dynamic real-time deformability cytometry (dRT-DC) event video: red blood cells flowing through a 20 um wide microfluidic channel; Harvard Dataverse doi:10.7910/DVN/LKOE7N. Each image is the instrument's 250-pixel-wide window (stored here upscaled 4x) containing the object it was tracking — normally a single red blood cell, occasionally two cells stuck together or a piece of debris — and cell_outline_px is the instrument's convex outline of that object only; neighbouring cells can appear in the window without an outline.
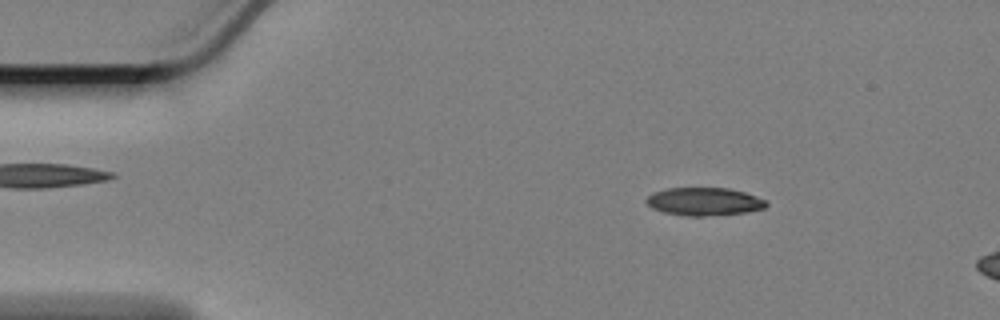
{"species": "Egyptian fruit bat (a non-hibernating species)", "species_latin": "Rousettus aegyptiacus", "temperature_condition": "cold", "stored_images_in_passage": 14, "camera_frame_rate_fps": 3000, "um_per_image_px": 0.085, "animal": {"sex": "female"}, "frame": {"image": 1, "passage_image": 8, "time_ms": 2.333, "image_size_px": [1000, 320], "cell_outline_px": [[768, 204], [764, 208], [748, 212], [704, 216], [688, 216], [664, 212], [652, 208], [644, 200], [652, 192], [664, 188], [728, 188], [744, 192], [768, 200]], "centroid_in_image_um": [59.85, 17.12], "position_along_channel_um": 25.1, "area_um2": 19.65}}